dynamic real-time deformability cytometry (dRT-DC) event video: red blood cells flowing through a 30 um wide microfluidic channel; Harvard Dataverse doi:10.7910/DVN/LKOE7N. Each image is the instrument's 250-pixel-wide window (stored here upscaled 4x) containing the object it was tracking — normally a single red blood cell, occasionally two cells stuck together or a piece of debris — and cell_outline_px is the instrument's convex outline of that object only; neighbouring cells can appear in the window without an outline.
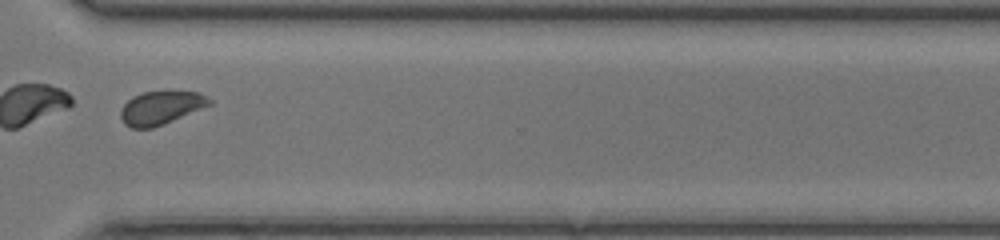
{"species": "common noctule bat (a hibernating species)", "species_latin": "Nyctalus noctula", "temperature_condition": "room temperature", "stored_images_in_passage": 48, "segment_of_instrument_passage": [2, 2], "camera_frame_rate_fps": 3000, "um_per_image_px": 0.085, "animal": {"sex": "female", "body_mass_g": 17.0, "forearm_length_mm": 48.0}, "frame": {"image": 1, "passage_image": 36, "time_ms": 11.667, "image_size_px": [1000, 240], "cell_outline_px": [[212, 104], [164, 124], [152, 128], [132, 128], [124, 124], [120, 116], [120, 112], [124, 104], [132, 96], [144, 92], [200, 92], [208, 96], [212, 100]], "centroid_in_image_um": [13.68, 9.17], "position_along_channel_um": 356.9, "area_um2": 17.17}}